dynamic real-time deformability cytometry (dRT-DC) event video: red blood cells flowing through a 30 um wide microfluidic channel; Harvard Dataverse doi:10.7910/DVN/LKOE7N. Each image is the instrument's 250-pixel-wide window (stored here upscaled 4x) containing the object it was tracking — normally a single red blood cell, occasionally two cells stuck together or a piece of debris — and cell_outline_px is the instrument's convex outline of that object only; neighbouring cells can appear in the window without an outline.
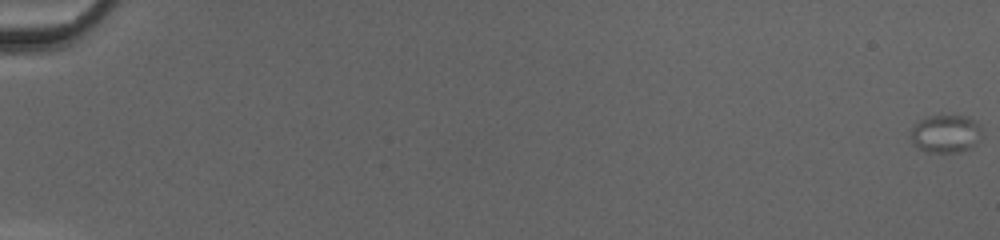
{"species": "common noctule bat (a hibernating species)", "species_latin": "Nyctalus noctula", "temperature_condition": "cold", "stored_images_in_passage": 38, "camera_frame_rate_fps": 3000, "um_per_image_px": 0.085, "animal": {"sex": "female", "body_mass_g": 20.0, "forearm_length_mm": 54.0}, "frame": {"image": 1, "passage_image": 1, "time_ms": 0.0, "image_size_px": [1000, 240], "cell_outline_px": [[984, 136], [972, 148], [956, 152], [928, 152], [912, 144], [908, 136], [912, 128], [920, 120], [928, 116], [968, 116], [976, 120], [980, 124]], "centroid_in_image_um": [80.42, 11.37], "position_along_channel_um": 4.6, "area_um2": 16.13}}
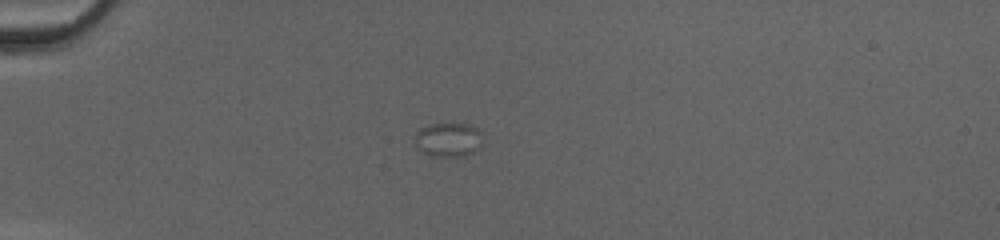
{"frame": {"image": 2, "passage_image": 17, "time_ms": 5.333, "image_size_px": [1000, 240], "cell_outline_px": [[480, 148], [472, 152], [460, 156], [428, 156], [416, 148], [416, 132], [420, 128], [432, 124], [452, 120], [472, 124], [480, 132]], "centroid_in_image_um": [38.09, 11.82], "position_along_channel_um": 46.9, "area_um2": 13.93}}
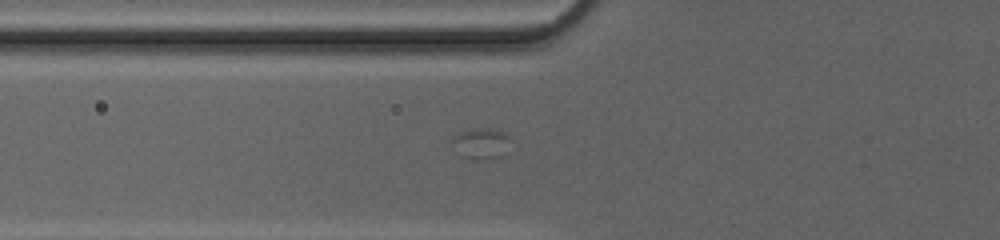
{"frame": {"image": 3, "passage_image": 22, "time_ms": 7.0, "image_size_px": [1000, 240], "cell_outline_px": [[512, 136], [508, 152], [504, 156], [484, 160], [476, 160], [460, 156], [452, 140], [452, 136], [460, 132], [476, 128], [488, 128], [504, 132]], "centroid_in_image_um": [40.98, 12.21], "position_along_channel_um": 84.8, "area_um2": 10.87}}